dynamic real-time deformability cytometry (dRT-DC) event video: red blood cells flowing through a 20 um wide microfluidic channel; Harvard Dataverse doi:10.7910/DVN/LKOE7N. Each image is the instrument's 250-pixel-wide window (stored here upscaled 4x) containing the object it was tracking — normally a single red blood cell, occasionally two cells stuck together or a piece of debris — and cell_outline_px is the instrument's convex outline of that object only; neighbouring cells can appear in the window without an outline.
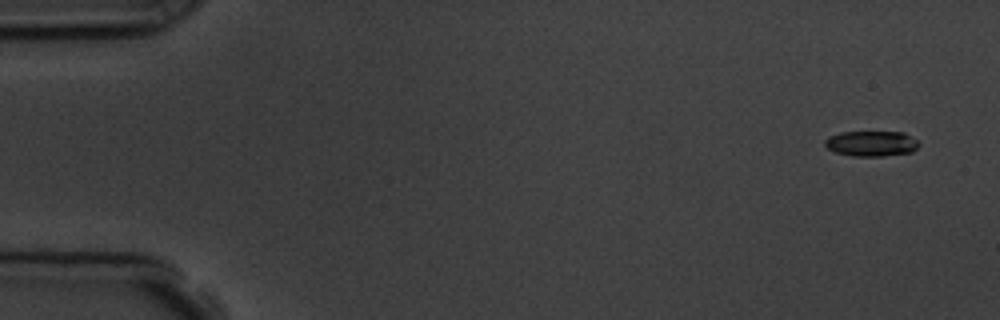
{"species": "common noctule bat (a hibernating species)", "species_latin": "Nyctalus noctula", "temperature_condition": "room temperature", "stored_images_in_passage": 5, "camera_frame_rate_fps": 3000, "um_per_image_px": 0.085, "animal": {"sex": "male", "body_mass_g": 19.5, "forearm_length_mm": 54.6}, "frame": {"image": 1, "passage_image": 1, "time_ms": 0.0, "image_size_px": [1000, 320], "cell_outline_px": [[920, 144], [912, 152], [884, 156], [852, 156], [836, 152], [828, 148], [824, 144], [824, 140], [828, 136], [840, 132], [904, 132], [916, 140]], "centroid_in_image_um": [74.05, 12.2], "position_along_channel_um": 10.9, "area_um2": 13.93}}
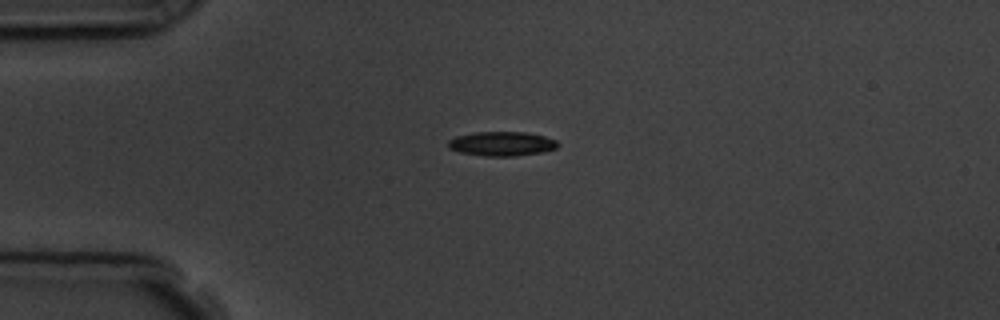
{"frame": {"image": 2, "passage_image": 4, "time_ms": 3.667, "image_size_px": [1000, 320], "cell_outline_px": [[560, 144], [556, 148], [540, 152], [516, 156], [484, 156], [460, 152], [448, 148], [448, 140], [456, 136], [476, 132], [524, 132], [544, 136], [556, 140]], "centroid_in_image_um": [42.64, 12.22], "position_along_channel_um": 42.4, "area_um2": 15.49}}